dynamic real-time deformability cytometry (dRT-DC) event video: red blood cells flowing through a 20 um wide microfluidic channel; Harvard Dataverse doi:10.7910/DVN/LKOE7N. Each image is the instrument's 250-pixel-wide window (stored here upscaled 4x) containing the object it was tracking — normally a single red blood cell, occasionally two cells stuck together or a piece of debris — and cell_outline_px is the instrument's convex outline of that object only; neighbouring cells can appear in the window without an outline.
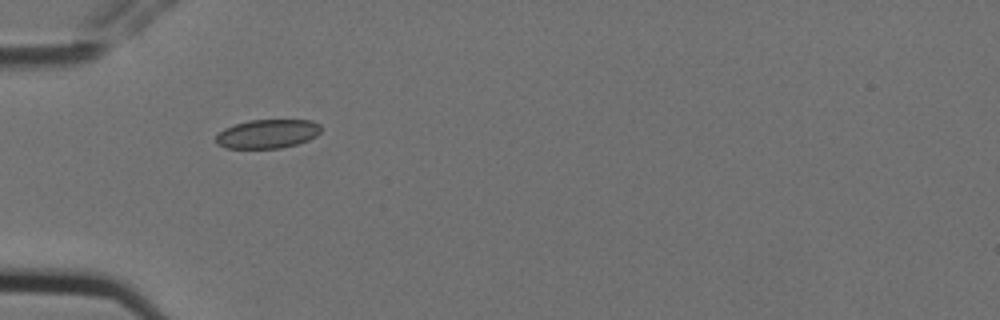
{"species": "Egyptian fruit bat (a non-hibernating species)", "species_latin": "Rousettus aegyptiacus", "temperature_condition": "cold", "stored_images_in_passage": 2, "camera_frame_rate_fps": 3000, "um_per_image_px": 0.085, "animal": {"sex": "female"}, "frame": {"image": 1, "passage_image": 1, "time_ms": 0.0, "image_size_px": [1000, 320], "cell_outline_px": [[320, 132], [316, 136], [308, 140], [296, 144], [280, 148], [224, 148], [216, 144], [216, 136], [224, 128], [248, 120], [312, 120], [320, 124]], "centroid_in_image_um": [22.73, 11.37], "position_along_channel_um": 62.3, "area_um2": 17.69}}
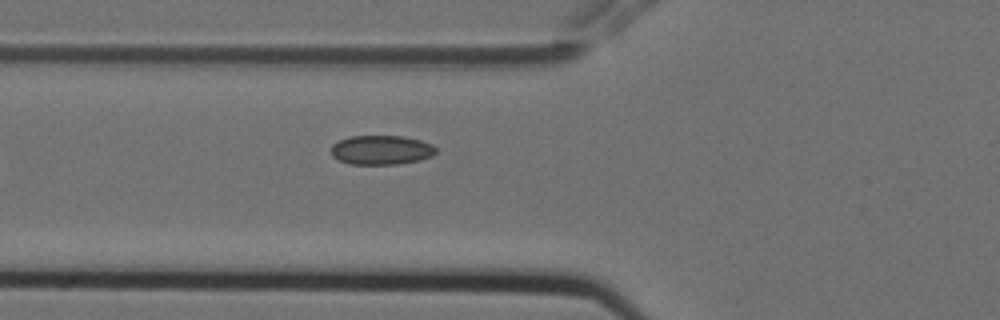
{"frame": {"image": 2, "passage_image": 2, "time_ms": 0.333, "image_size_px": [1000, 320], "cell_outline_px": [[436, 152], [432, 156], [420, 160], [396, 164], [352, 164], [340, 160], [332, 156], [332, 144], [340, 140], [352, 136], [404, 136], [420, 140], [432, 144], [436, 148]], "centroid_in_image_um": [32.44, 12.74], "position_along_channel_um": 93.4, "area_um2": 17.8}}